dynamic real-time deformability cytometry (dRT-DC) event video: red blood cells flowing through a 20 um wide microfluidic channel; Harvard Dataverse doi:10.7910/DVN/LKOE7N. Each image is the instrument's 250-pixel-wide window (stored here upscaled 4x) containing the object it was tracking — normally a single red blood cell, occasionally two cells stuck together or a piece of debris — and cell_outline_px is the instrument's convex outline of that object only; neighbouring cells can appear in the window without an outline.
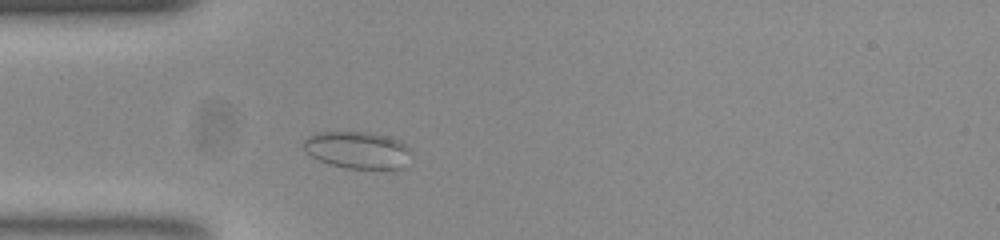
{"species": "common noctule bat (a hibernating species)", "species_latin": "Nyctalus noctula", "temperature_condition": "room temperature", "stored_images_in_passage": 47, "camera_frame_rate_fps": 3000, "um_per_image_px": 0.085, "animal": {"sex": "female", "body_mass_g": 23.0, "forearm_length_mm": 53.4}, "frame": {"image": 1, "passage_image": 7, "time_ms": 2.0, "image_size_px": [1000, 240], "cell_outline_px": [[404, 148], [396, 168], [348, 168], [328, 164], [312, 156], [304, 148], [304, 144], [316, 132], [368, 132], [392, 140], [400, 144]], "centroid_in_image_um": [30.14, 12.74], "position_along_channel_um": 54.9, "area_um2": 21.1}}
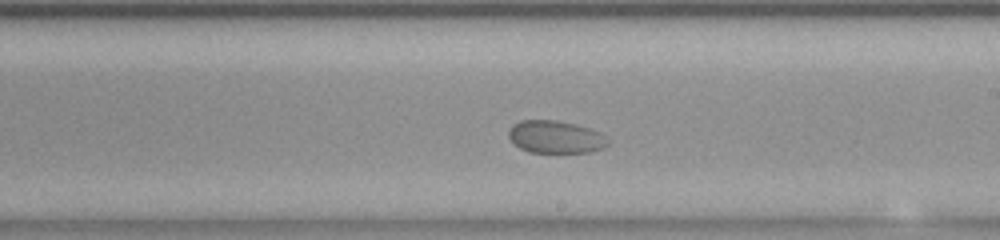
{"frame": {"image": 2, "passage_image": 23, "time_ms": 7.333, "image_size_px": [1000, 240], "cell_outline_px": [[608, 144], [600, 148], [588, 152], [528, 152], [520, 148], [508, 136], [508, 132], [520, 120], [552, 120], [572, 124], [596, 132]], "centroid_in_image_um": [47.12, 11.65], "position_along_channel_um": 241.9, "area_um2": 17.86}}
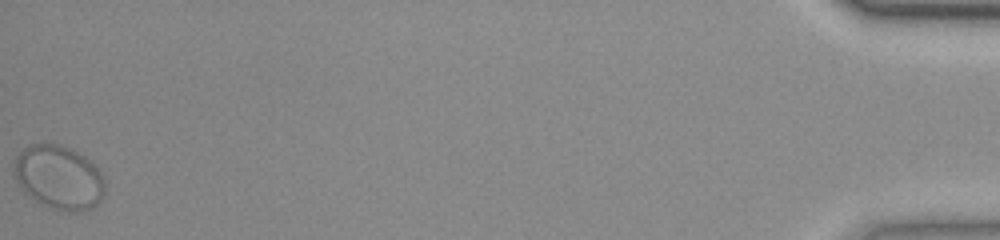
{"frame": {"image": 3, "passage_image": 47, "time_ms": 15.333, "image_size_px": [1000, 240], "cell_outline_px": [[104, 192], [100, 200], [96, 204], [88, 208], [76, 212], [68, 212], [52, 208], [24, 192], [16, 176], [16, 156], [28, 144], [60, 144], [84, 156], [96, 168], [104, 184]], "centroid_in_image_um": [5.0, 15.07], "position_along_channel_um": 430.2, "area_um2": 32.71}}